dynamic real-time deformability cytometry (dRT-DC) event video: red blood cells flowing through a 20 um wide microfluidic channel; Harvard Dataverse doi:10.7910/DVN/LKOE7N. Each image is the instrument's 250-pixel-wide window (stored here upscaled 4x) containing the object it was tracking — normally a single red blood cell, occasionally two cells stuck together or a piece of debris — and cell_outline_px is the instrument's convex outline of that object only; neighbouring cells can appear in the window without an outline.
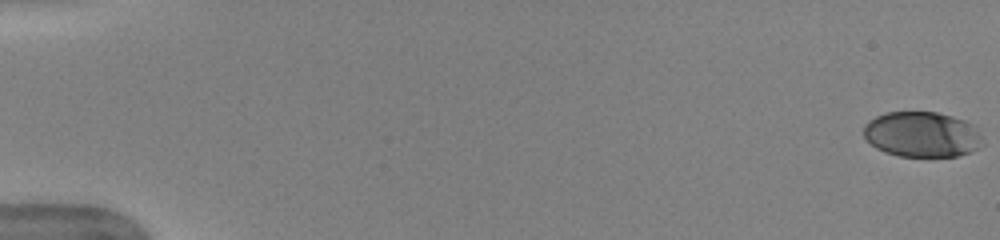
{"species": "human", "species_latin": "Homo sapiens", "temperature_condition": "warm", "stored_images_in_passage": 52, "camera_frame_rate_fps": 3000, "um_per_image_px": 0.085, "donor": {"sex": "female"}, "frame": {"image": 1, "passage_image": 1, "time_ms": 0.0, "image_size_px": [1000, 240], "cell_outline_px": [[984, 144], [980, 148], [956, 156], [900, 156], [884, 152], [876, 148], [864, 136], [864, 124], [868, 120], [884, 112], [936, 112], [952, 116], [964, 120], [972, 124], [980, 136]], "centroid_in_image_um": [78.35, 11.42], "position_along_channel_um": 6.7, "area_um2": 31.44}}
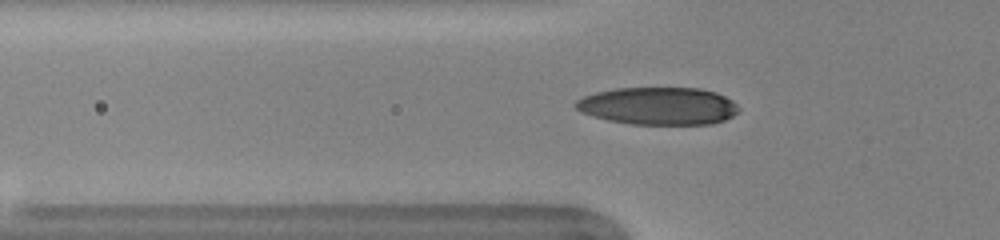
{"frame": {"image": 2, "passage_image": 19, "time_ms": 6.0, "image_size_px": [1000, 240], "cell_outline_px": [[740, 112], [724, 120], [712, 124], [632, 124], [608, 120], [580, 112], [572, 104], [576, 100], [584, 96], [596, 92], [616, 88], [700, 88], [716, 92], [732, 100], [740, 108]], "centroid_in_image_um": [55.96, 9.0], "position_along_channel_um": 69.8, "area_um2": 35.84}}
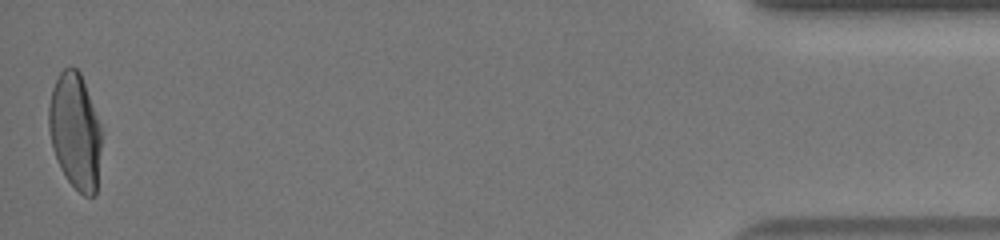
{"frame": {"image": 3, "passage_image": 52, "time_ms": 17.0, "image_size_px": [1000, 240], "cell_outline_px": [[100, 148], [96, 196], [84, 196], [68, 180], [60, 168], [52, 148], [48, 128], [48, 108], [52, 88], [60, 72], [64, 68], [76, 68], [80, 72], [100, 124]], "centroid_in_image_um": [6.36, 11.16], "position_along_channel_um": 428.8, "area_um2": 35.32}, "authors_computed_cell_mechanics": {"area_um2": 35.0557, "velocity_mm_per_s": 3.9888, "shape_relaxation_time_tau1_ms": 4.5231, "shape_relaxation_time_tau2_ms": 0.7805, "deformation_change_tau1": 0.1903, "deformation_change_tau2": 0.0556}}